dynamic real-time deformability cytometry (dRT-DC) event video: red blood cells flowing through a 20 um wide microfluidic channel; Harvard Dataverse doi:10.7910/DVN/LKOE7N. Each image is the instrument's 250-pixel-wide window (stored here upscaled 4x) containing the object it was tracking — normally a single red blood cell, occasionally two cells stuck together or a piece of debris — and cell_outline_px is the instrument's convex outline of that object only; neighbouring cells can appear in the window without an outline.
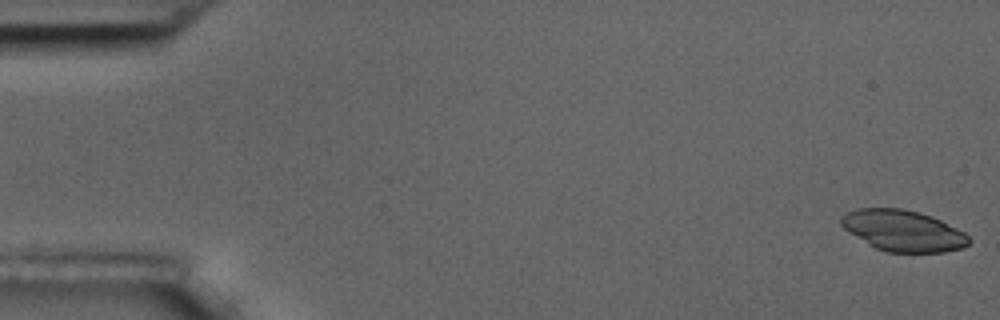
{"species": "common noctule bat (a hibernating species)", "species_latin": "Nyctalus noctula", "temperature_condition": "room temperature", "stored_images_in_passage": 56, "camera_frame_rate_fps": 3000, "um_per_image_px": 0.085, "animal": {"sex": "male", "body_mass_g": 17.5, "forearm_length_mm": 52.3}, "frame": {"image": 1, "passage_image": 1, "time_ms": 0.0, "image_size_px": [1000, 320], "cell_outline_px": [[972, 240], [964, 248], [944, 252], [888, 252], [876, 248], [868, 244], [848, 232], [840, 224], [840, 216], [856, 208], [900, 208], [920, 212], [932, 216], [964, 232]], "centroid_in_image_um": [76.76, 19.6], "position_along_channel_um": 8.2, "area_um2": 30.69}}